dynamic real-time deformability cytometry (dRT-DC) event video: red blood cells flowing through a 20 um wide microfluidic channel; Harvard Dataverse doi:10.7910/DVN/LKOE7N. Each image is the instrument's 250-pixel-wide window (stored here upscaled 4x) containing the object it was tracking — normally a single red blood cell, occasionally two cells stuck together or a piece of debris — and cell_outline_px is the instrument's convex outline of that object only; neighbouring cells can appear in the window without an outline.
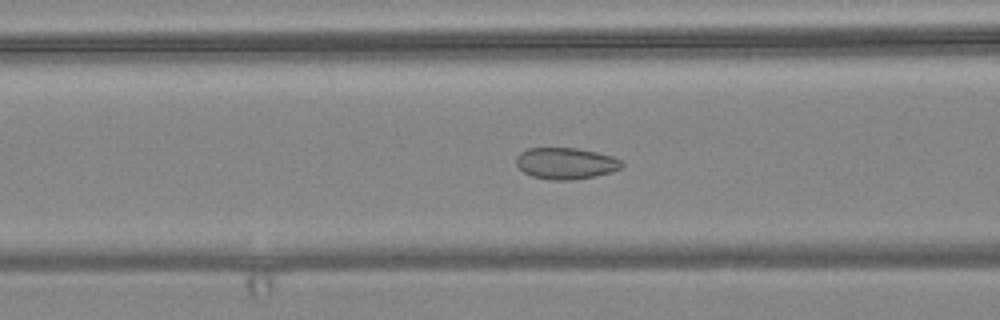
{"species": "common noctule bat (a hibernating species)", "species_latin": "Nyctalus noctula", "temperature_condition": "warm", "stored_images_in_passage": 56, "camera_frame_rate_fps": 3000, "um_per_image_px": 0.085, "animal": {"sex": "female", "body_mass_g": 24.6, "forearm_length_mm": 56.2}, "frame": {"image": 1, "passage_image": 22, "time_ms": 7.0, "image_size_px": [1000, 320], "cell_outline_px": [[624, 164], [620, 168], [612, 172], [596, 176], [572, 180], [552, 180], [532, 176], [524, 172], [516, 164], [516, 156], [520, 152], [528, 148], [576, 148], [596, 152], [612, 156], [620, 160]], "centroid_in_image_um": [48.09, 13.89], "position_along_channel_um": 118.5, "area_um2": 19.36}}
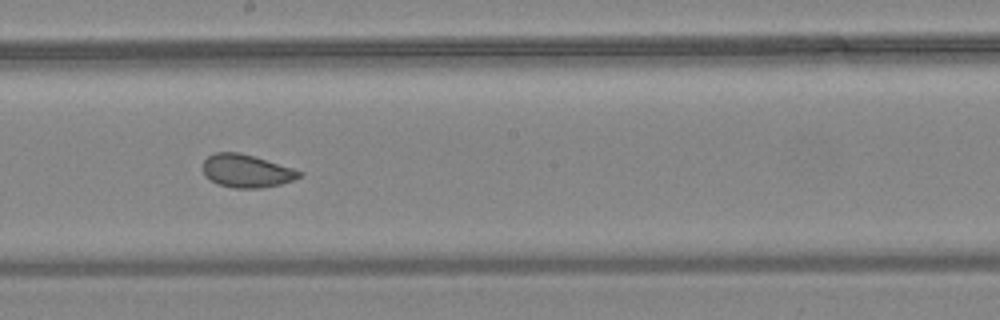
{"frame": {"image": 2, "passage_image": 31, "time_ms": 10.0, "image_size_px": [1000, 320], "cell_outline_px": [[304, 172], [300, 176], [292, 180], [280, 184], [264, 188], [232, 188], [216, 184], [204, 176], [204, 160], [208, 156], [216, 152], [240, 152], [292, 168]], "centroid_in_image_um": [20.93, 14.54], "position_along_channel_um": 227.3, "area_um2": 18.5}}
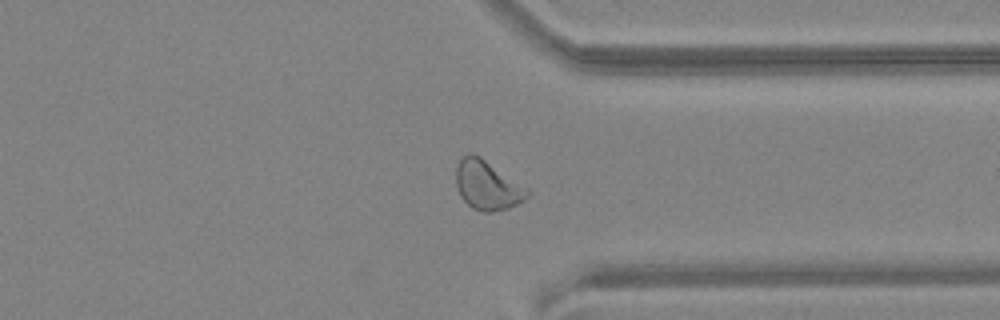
{"frame": {"image": 3, "passage_image": 43, "time_ms": 14.0, "image_size_px": [1000, 320], "cell_outline_px": [[532, 192], [524, 200], [508, 208], [492, 212], [480, 212], [472, 208], [460, 196], [456, 188], [456, 168], [460, 160], [468, 152], [472, 152], [480, 156], [528, 188]], "centroid_in_image_um": [41.42, 15.75], "position_along_channel_um": 370.0, "area_um2": 20.58}, "authors_computed_cell_mechanics": {"area_um2": 20.9525, "velocity_mm_per_s": 3.6243, "shape_relaxation_time_tau1_ms": null, "shape_relaxation_time_tau2_ms": 1.4205, "deformation_change_tau1": null, "deformation_change_tau2": 0.0449}}